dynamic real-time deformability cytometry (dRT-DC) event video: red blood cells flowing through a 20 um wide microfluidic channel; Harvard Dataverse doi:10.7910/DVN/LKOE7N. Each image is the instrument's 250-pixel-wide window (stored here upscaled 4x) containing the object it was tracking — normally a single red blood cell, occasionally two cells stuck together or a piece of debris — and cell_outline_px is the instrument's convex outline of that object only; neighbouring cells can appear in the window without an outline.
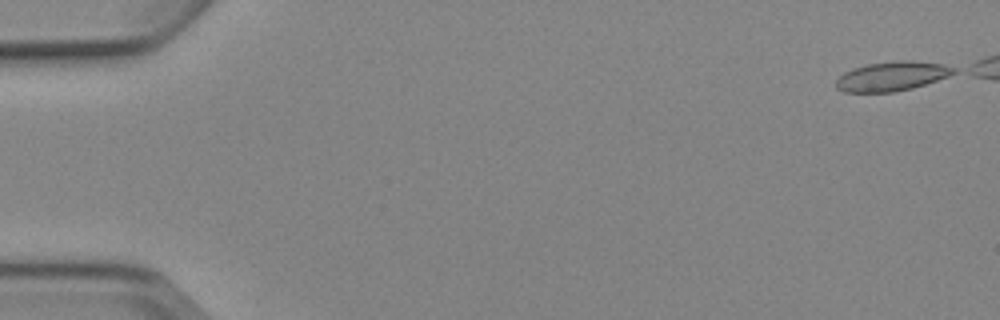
{"species": "Egyptian fruit bat (a non-hibernating species)", "species_latin": "Rousettus aegyptiacus", "temperature_condition": "cold", "stored_images_in_passage": 6, "camera_frame_rate_fps": 3000, "um_per_image_px": 0.085, "animal": {"sex": "female"}, "frame": {"image": 1, "passage_image": 1, "time_ms": 0.0, "image_size_px": [1000, 320], "cell_outline_px": [[956, 72], [948, 76], [912, 88], [892, 92], [844, 92], [836, 88], [836, 80], [844, 72], [852, 68], [868, 64], [896, 60], [912, 60], [944, 64], [956, 68]], "centroid_in_image_um": [75.8, 6.47], "position_along_channel_um": 9.2, "area_um2": 20.11}}